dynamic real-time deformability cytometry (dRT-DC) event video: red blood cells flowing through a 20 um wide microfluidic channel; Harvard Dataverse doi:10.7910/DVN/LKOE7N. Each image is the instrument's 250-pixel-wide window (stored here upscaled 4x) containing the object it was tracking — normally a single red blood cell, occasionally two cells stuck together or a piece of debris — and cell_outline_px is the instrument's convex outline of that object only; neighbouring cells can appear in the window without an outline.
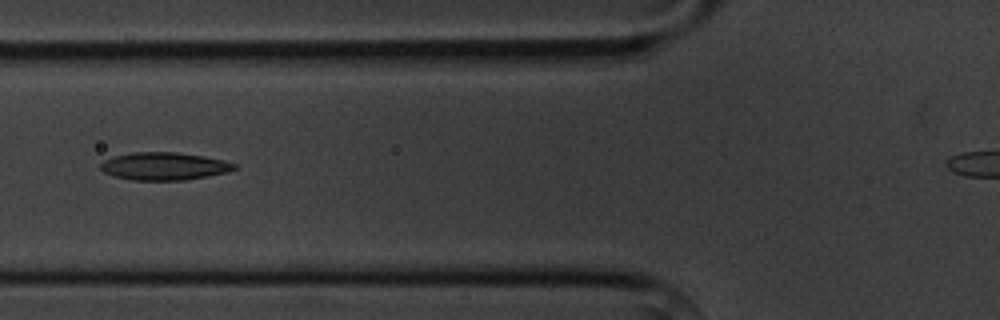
{"species": "common noctule bat (a hibernating species)", "species_latin": "Nyctalus noctula", "temperature_condition": "cold", "stored_images_in_passage": 10, "segment_of_instrument_passage": [1, 2], "camera_frame_rate_fps": 3000, "um_per_image_px": 0.085, "animal": {"sex": "male", "body_mass_g": 20.1, "forearm_length_mm": 53.5}, "frame": {"image": 1, "passage_image": 7, "time_ms": 7.333, "image_size_px": [1000, 320], "cell_outline_px": [[240, 168], [228, 172], [184, 180], [132, 180], [112, 176], [104, 172], [100, 168], [100, 164], [104, 160], [116, 156], [132, 152], [176, 152], [204, 156], [224, 160], [236, 164]], "centroid_in_image_um": [13.97, 14.13], "position_along_channel_um": 111.8, "area_um2": 21.68}}
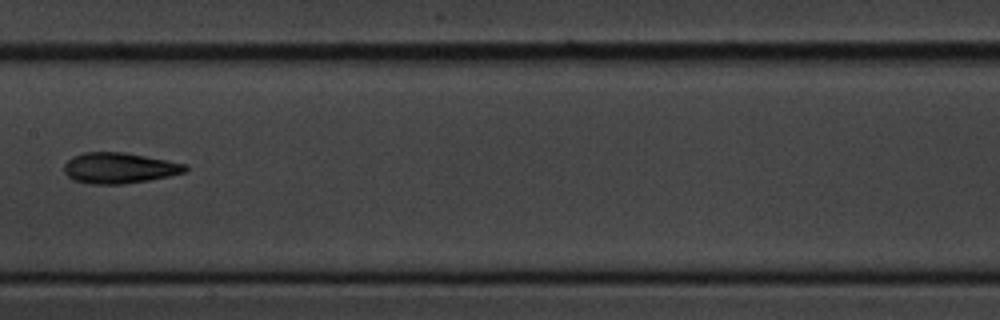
{"frame": {"image": 2, "passage_image": 9, "time_ms": 9.667, "image_size_px": [1000, 320], "cell_outline_px": [[188, 168], [184, 172], [168, 176], [148, 180], [124, 184], [92, 184], [72, 180], [64, 172], [64, 164], [72, 156], [84, 152], [124, 152], [188, 164]], "centroid_in_image_um": [10.11, 14.28], "position_along_channel_um": 197.3, "area_um2": 21.73}}